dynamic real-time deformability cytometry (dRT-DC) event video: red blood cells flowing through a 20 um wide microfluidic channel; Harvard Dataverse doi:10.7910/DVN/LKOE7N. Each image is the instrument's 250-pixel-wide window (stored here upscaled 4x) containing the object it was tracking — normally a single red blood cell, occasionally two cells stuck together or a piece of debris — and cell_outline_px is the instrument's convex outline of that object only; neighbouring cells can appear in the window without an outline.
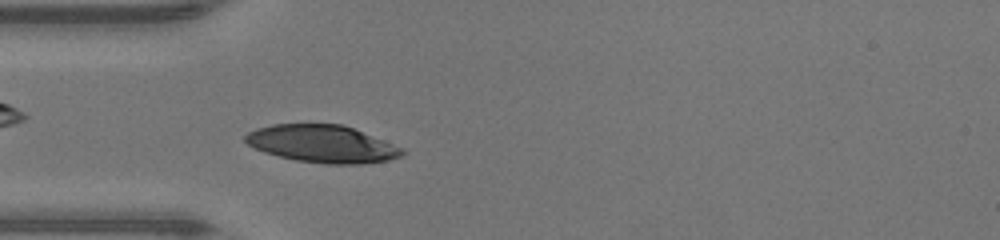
{"species": "human", "species_latin": "Homo sapiens", "temperature_condition": "warm", "stored_images_in_passage": 39, "camera_frame_rate_fps": 3000, "um_per_image_px": 0.085, "donor": {"sex": "male"}, "frame": {"image": 1, "passage_image": 8, "time_ms": 2.333, "image_size_px": [1000, 240], "cell_outline_px": [[408, 152], [404, 156], [388, 160], [364, 164], [324, 164], [296, 160], [264, 152], [248, 144], [244, 140], [244, 136], [248, 132], [256, 128], [272, 124], [340, 124], [352, 128], [404, 148]], "centroid_in_image_um": [27.42, 12.24], "position_along_channel_um": 57.6, "area_um2": 34.28}}
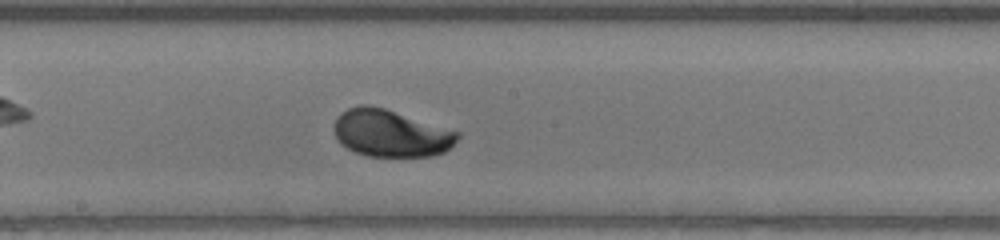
{"frame": {"image": 2, "passage_image": 19, "time_ms": 6.0, "image_size_px": [1000, 240], "cell_outline_px": [[460, 136], [444, 152], [432, 156], [368, 156], [356, 152], [340, 144], [336, 140], [332, 128], [336, 116], [340, 112], [348, 108], [360, 104], [368, 104], [384, 108], [460, 132]], "centroid_in_image_um": [33.15, 11.31], "position_along_channel_um": 215.1, "area_um2": 34.04}}
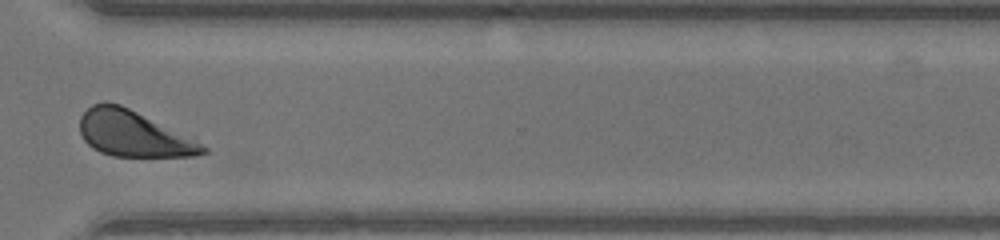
{"frame": {"image": 3, "passage_image": 29, "time_ms": 9.333, "image_size_px": [1000, 240], "cell_outline_px": [[208, 152], [196, 156], [112, 156], [100, 152], [92, 148], [84, 140], [80, 132], [80, 116], [92, 104], [104, 100], [120, 104], [208, 148]], "centroid_in_image_um": [11.23, 11.37], "position_along_channel_um": 359.4, "area_um2": 32.02}, "authors_computed_cell_mechanics": {"area_um2": 33.8708, "velocity_mm_per_s": 4.3487, "shape_relaxation_time_tau1_ms": 2.0629, "shape_relaxation_time_tau2_ms": null, "deformation_change_tau1": 0.165, "deformation_change_tau2": null}}